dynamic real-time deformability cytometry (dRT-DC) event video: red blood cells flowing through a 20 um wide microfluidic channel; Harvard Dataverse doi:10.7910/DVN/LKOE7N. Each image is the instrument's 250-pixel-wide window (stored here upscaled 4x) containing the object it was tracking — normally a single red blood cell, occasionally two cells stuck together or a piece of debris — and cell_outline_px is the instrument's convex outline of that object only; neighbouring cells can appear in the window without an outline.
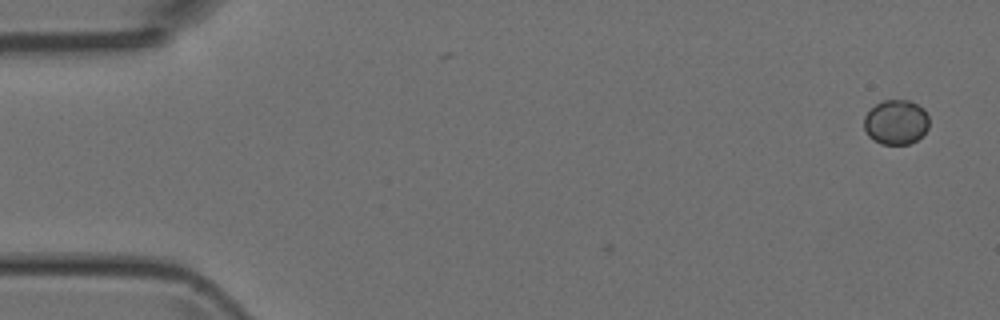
{"species": "Egyptian fruit bat (a non-hibernating species)", "species_latin": "Rousettus aegyptiacus", "temperature_condition": "room temperature", "stored_images_in_passage": 3, "camera_frame_rate_fps": 3000, "um_per_image_px": 0.085, "animal": {"sex": "female"}, "frame": {"image": 1, "passage_image": 3, "time_ms": 0.667, "image_size_px": [1000, 320], "cell_outline_px": [[928, 128], [916, 140], [908, 144], [880, 144], [872, 140], [868, 136], [864, 128], [864, 116], [876, 104], [884, 100], [908, 100], [924, 108], [928, 116]], "centroid_in_image_um": [76.14, 10.39], "position_along_channel_um": 8.9, "area_um2": 16.94}}